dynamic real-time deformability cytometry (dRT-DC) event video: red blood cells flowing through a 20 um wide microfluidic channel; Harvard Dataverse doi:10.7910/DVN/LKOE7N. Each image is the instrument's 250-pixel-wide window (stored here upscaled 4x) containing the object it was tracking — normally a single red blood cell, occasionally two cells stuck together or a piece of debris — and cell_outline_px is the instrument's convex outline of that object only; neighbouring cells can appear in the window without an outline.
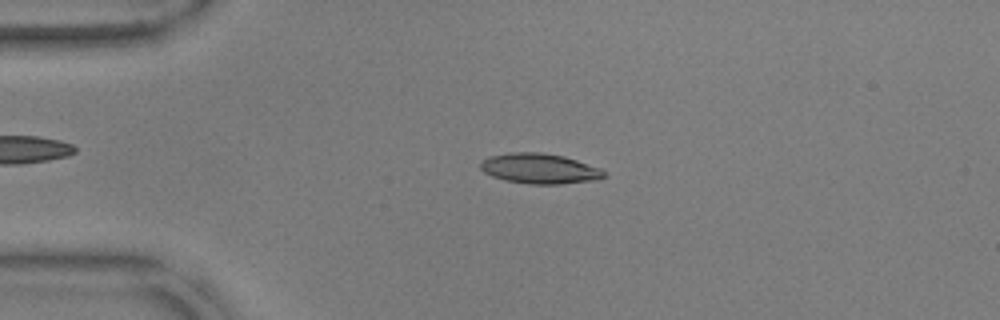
{"species": "common noctule bat (a hibernating species)", "species_latin": "Nyctalus noctula", "temperature_condition": "warm", "stored_images_in_passage": 55, "camera_frame_rate_fps": 3000, "um_per_image_px": 0.085, "animal": {"sex": "male", "body_mass_g": 17.9, "forearm_length_mm": 54.2}, "frame": {"image": 1, "passage_image": 12, "time_ms": 3.667, "image_size_px": [1000, 320], "cell_outline_px": [[608, 176], [600, 180], [560, 184], [528, 184], [504, 180], [492, 176], [484, 172], [480, 168], [480, 164], [488, 156], [512, 152], [540, 152], [564, 156], [600, 168]], "centroid_in_image_um": [45.89, 14.34], "position_along_channel_um": 39.1, "area_um2": 21.91}}
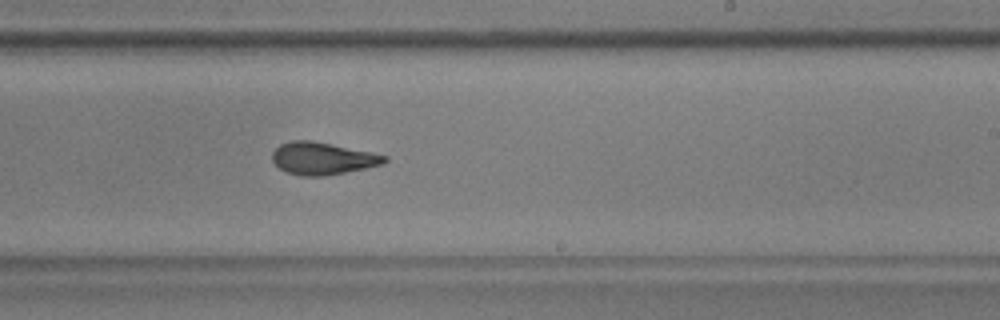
{"frame": {"image": 2, "passage_image": 33, "time_ms": 10.667, "image_size_px": [1000, 320], "cell_outline_px": [[388, 160], [384, 164], [324, 176], [300, 176], [288, 172], [280, 168], [272, 160], [272, 152], [280, 144], [292, 140], [312, 140], [388, 156]], "centroid_in_image_um": [27.4, 13.46], "position_along_channel_um": 261.6, "area_um2": 20.92}}
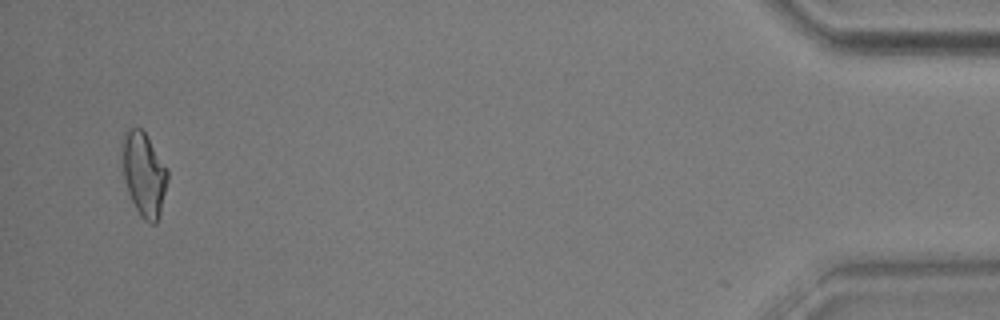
{"frame": {"image": 3, "passage_image": 53, "time_ms": 17.333, "image_size_px": [1000, 320], "cell_outline_px": [[168, 180], [160, 216], [156, 224], [148, 224], [140, 216], [128, 192], [124, 180], [120, 140], [124, 132], [128, 128], [140, 128], [144, 132], [168, 168]], "centroid_in_image_um": [12.22, 14.81], "position_along_channel_um": 423.0, "area_um2": 22.6}, "authors_computed_cell_mechanics": {"area_um2": 21.3282, "velocity_mm_per_s": 3.6053, "shape_relaxation_time_tau1_ms": 10.2204, "shape_relaxation_time_tau2_ms": 2.8427, "deformation_change_tau1": 0.247, "deformation_change_tau2": 0.0992}}